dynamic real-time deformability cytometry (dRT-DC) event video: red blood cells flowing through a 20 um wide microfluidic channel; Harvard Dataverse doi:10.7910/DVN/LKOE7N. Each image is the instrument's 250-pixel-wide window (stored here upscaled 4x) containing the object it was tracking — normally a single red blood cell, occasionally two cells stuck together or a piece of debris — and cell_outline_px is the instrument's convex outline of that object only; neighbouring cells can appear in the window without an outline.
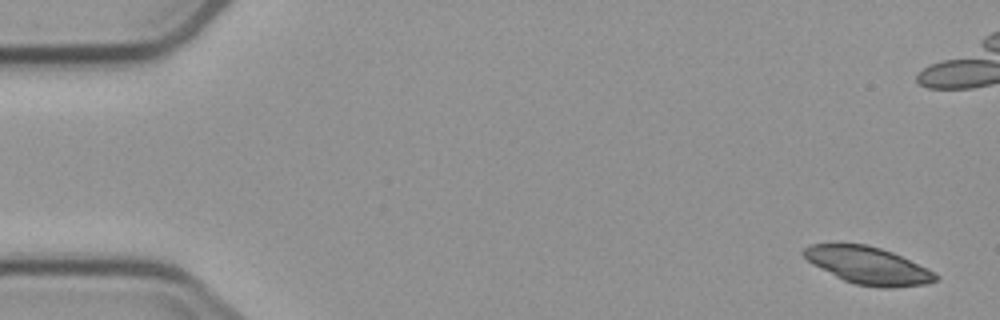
{"species": "common noctule bat (a hibernating species)", "species_latin": "Nyctalus noctula", "temperature_condition": "cold", "stored_images_in_passage": 17, "camera_frame_rate_fps": 3000, "um_per_image_px": 0.085, "animal": {"sex": "male", "body_mass_g": 23.1, "forearm_length_mm": 52.7}, "frame": {"image": 1, "passage_image": 1, "time_ms": 0.0, "image_size_px": [1000, 320], "cell_outline_px": [[940, 280], [928, 284], [892, 288], [880, 288], [856, 284], [844, 280], [812, 264], [800, 252], [804, 248], [812, 244], [840, 240], [868, 244], [892, 252], [928, 268], [936, 272], [940, 276]], "centroid_in_image_um": [73.78, 22.53], "position_along_channel_um": 11.2, "area_um2": 29.59}}
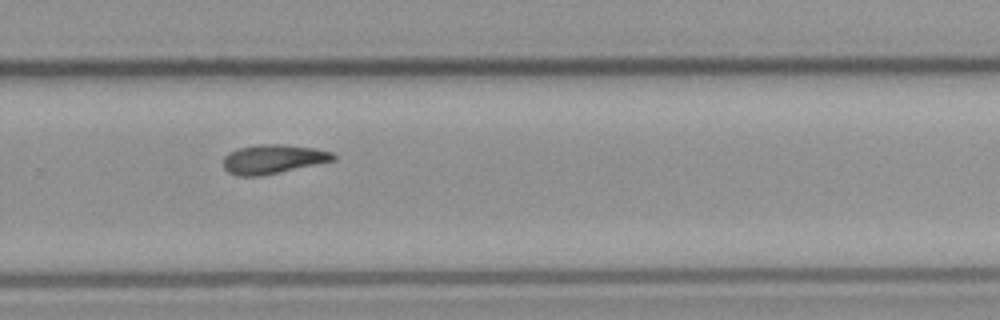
{"frame": {"image": 2, "passage_image": 12, "time_ms": 14.0, "image_size_px": [1000, 320], "cell_outline_px": [[336, 160], [280, 172], [260, 176], [240, 176], [228, 172], [224, 168], [224, 156], [228, 152], [236, 148], [260, 144], [280, 144], [316, 148], [332, 152], [336, 156]], "centroid_in_image_um": [23.21, 13.52], "position_along_channel_um": 306.6, "area_um2": 18.73}}
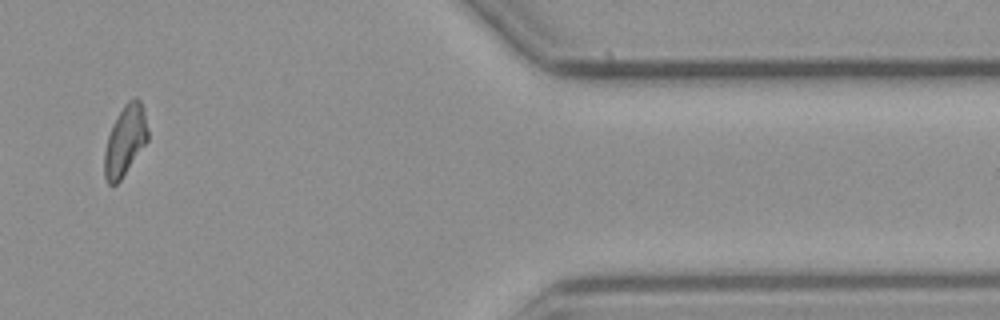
{"frame": {"image": 3, "passage_image": 15, "time_ms": 17.667, "image_size_px": [1000, 320], "cell_outline_px": [[148, 140], [120, 180], [116, 184], [108, 184], [104, 176], [104, 152], [108, 136], [112, 124], [124, 104], [128, 100], [136, 96], [140, 100], [144, 112], [148, 128]], "centroid_in_image_um": [10.63, 11.93], "position_along_channel_um": 400.8, "area_um2": 17.69}, "authors_computed_cell_mechanics": {"area_um2": 18.7272, "velocity_mm_per_s": 2.9402, "shape_relaxation_time_tau1_ms": 2.186, "shape_relaxation_time_tau2_ms": 1.9706, "deformation_change_tau1": 0.2574, "deformation_change_tau2": 0.0991}}